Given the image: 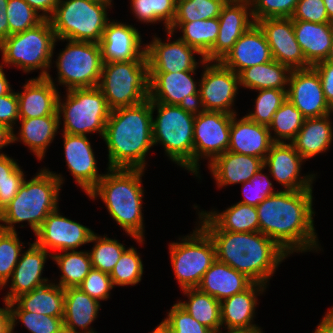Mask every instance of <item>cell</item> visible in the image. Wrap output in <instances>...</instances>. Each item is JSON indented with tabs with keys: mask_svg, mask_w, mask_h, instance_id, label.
Returning a JSON list of instances; mask_svg holds the SVG:
<instances>
[{
	"mask_svg": "<svg viewBox=\"0 0 333 333\" xmlns=\"http://www.w3.org/2000/svg\"><path fill=\"white\" fill-rule=\"evenodd\" d=\"M313 199V190H279L269 196L256 206L259 232L289 255L322 251L314 227Z\"/></svg>",
	"mask_w": 333,
	"mask_h": 333,
	"instance_id": "obj_1",
	"label": "cell"
},
{
	"mask_svg": "<svg viewBox=\"0 0 333 333\" xmlns=\"http://www.w3.org/2000/svg\"><path fill=\"white\" fill-rule=\"evenodd\" d=\"M151 101L110 111L103 141L107 148V168L146 170V156L153 148Z\"/></svg>",
	"mask_w": 333,
	"mask_h": 333,
	"instance_id": "obj_2",
	"label": "cell"
},
{
	"mask_svg": "<svg viewBox=\"0 0 333 333\" xmlns=\"http://www.w3.org/2000/svg\"><path fill=\"white\" fill-rule=\"evenodd\" d=\"M214 242L216 260L268 287L279 265L290 255L261 232L206 231Z\"/></svg>",
	"mask_w": 333,
	"mask_h": 333,
	"instance_id": "obj_3",
	"label": "cell"
},
{
	"mask_svg": "<svg viewBox=\"0 0 333 333\" xmlns=\"http://www.w3.org/2000/svg\"><path fill=\"white\" fill-rule=\"evenodd\" d=\"M87 194L90 199L102 200L107 211L118 226L138 244L145 242L143 211V169H111Z\"/></svg>",
	"mask_w": 333,
	"mask_h": 333,
	"instance_id": "obj_4",
	"label": "cell"
},
{
	"mask_svg": "<svg viewBox=\"0 0 333 333\" xmlns=\"http://www.w3.org/2000/svg\"><path fill=\"white\" fill-rule=\"evenodd\" d=\"M38 171L33 178L24 179L16 197L0 212V229L17 231L16 224L27 222L35 234L46 217L59 207L64 177L46 167Z\"/></svg>",
	"mask_w": 333,
	"mask_h": 333,
	"instance_id": "obj_5",
	"label": "cell"
},
{
	"mask_svg": "<svg viewBox=\"0 0 333 333\" xmlns=\"http://www.w3.org/2000/svg\"><path fill=\"white\" fill-rule=\"evenodd\" d=\"M153 143L164 148L165 155L194 176V119L196 107L169 105L151 101Z\"/></svg>",
	"mask_w": 333,
	"mask_h": 333,
	"instance_id": "obj_6",
	"label": "cell"
},
{
	"mask_svg": "<svg viewBox=\"0 0 333 333\" xmlns=\"http://www.w3.org/2000/svg\"><path fill=\"white\" fill-rule=\"evenodd\" d=\"M56 45L51 23L44 19L37 26L12 34L0 43L1 64L14 66L28 74L40 70L38 77H47Z\"/></svg>",
	"mask_w": 333,
	"mask_h": 333,
	"instance_id": "obj_7",
	"label": "cell"
},
{
	"mask_svg": "<svg viewBox=\"0 0 333 333\" xmlns=\"http://www.w3.org/2000/svg\"><path fill=\"white\" fill-rule=\"evenodd\" d=\"M112 3L113 0H59L49 18L56 39L99 44L110 20L107 11Z\"/></svg>",
	"mask_w": 333,
	"mask_h": 333,
	"instance_id": "obj_8",
	"label": "cell"
},
{
	"mask_svg": "<svg viewBox=\"0 0 333 333\" xmlns=\"http://www.w3.org/2000/svg\"><path fill=\"white\" fill-rule=\"evenodd\" d=\"M65 92L64 100L59 94L57 109L59 125L63 123L62 133L88 136L96 132L103 139L111 110L99 87L75 88Z\"/></svg>",
	"mask_w": 333,
	"mask_h": 333,
	"instance_id": "obj_9",
	"label": "cell"
},
{
	"mask_svg": "<svg viewBox=\"0 0 333 333\" xmlns=\"http://www.w3.org/2000/svg\"><path fill=\"white\" fill-rule=\"evenodd\" d=\"M98 87L110 110L144 102L149 98L147 60L103 62Z\"/></svg>",
	"mask_w": 333,
	"mask_h": 333,
	"instance_id": "obj_10",
	"label": "cell"
},
{
	"mask_svg": "<svg viewBox=\"0 0 333 333\" xmlns=\"http://www.w3.org/2000/svg\"><path fill=\"white\" fill-rule=\"evenodd\" d=\"M191 234L169 243V255L175 279L181 290L197 288L205 272L216 261L214 242L197 223Z\"/></svg>",
	"mask_w": 333,
	"mask_h": 333,
	"instance_id": "obj_11",
	"label": "cell"
},
{
	"mask_svg": "<svg viewBox=\"0 0 333 333\" xmlns=\"http://www.w3.org/2000/svg\"><path fill=\"white\" fill-rule=\"evenodd\" d=\"M67 42L58 53L55 67L56 82L63 85L66 91L75 88H91L99 85L103 60L98 43L56 39V42Z\"/></svg>",
	"mask_w": 333,
	"mask_h": 333,
	"instance_id": "obj_12",
	"label": "cell"
},
{
	"mask_svg": "<svg viewBox=\"0 0 333 333\" xmlns=\"http://www.w3.org/2000/svg\"><path fill=\"white\" fill-rule=\"evenodd\" d=\"M233 115L196 108L193 133L194 176L199 179H201L200 160H208L209 165L217 156L228 151Z\"/></svg>",
	"mask_w": 333,
	"mask_h": 333,
	"instance_id": "obj_13",
	"label": "cell"
},
{
	"mask_svg": "<svg viewBox=\"0 0 333 333\" xmlns=\"http://www.w3.org/2000/svg\"><path fill=\"white\" fill-rule=\"evenodd\" d=\"M196 108L237 114L234 109L239 92V75L220 61H204Z\"/></svg>",
	"mask_w": 333,
	"mask_h": 333,
	"instance_id": "obj_14",
	"label": "cell"
},
{
	"mask_svg": "<svg viewBox=\"0 0 333 333\" xmlns=\"http://www.w3.org/2000/svg\"><path fill=\"white\" fill-rule=\"evenodd\" d=\"M153 36L151 42L145 43L149 72L175 73L197 70L206 61L196 49L188 46L181 39L171 41L175 34L169 30L166 31V42L156 34ZM195 54L200 55V59L197 60Z\"/></svg>",
	"mask_w": 333,
	"mask_h": 333,
	"instance_id": "obj_15",
	"label": "cell"
},
{
	"mask_svg": "<svg viewBox=\"0 0 333 333\" xmlns=\"http://www.w3.org/2000/svg\"><path fill=\"white\" fill-rule=\"evenodd\" d=\"M304 162L292 143L274 142L264 159V167L284 191L313 190L317 173L302 176Z\"/></svg>",
	"mask_w": 333,
	"mask_h": 333,
	"instance_id": "obj_16",
	"label": "cell"
},
{
	"mask_svg": "<svg viewBox=\"0 0 333 333\" xmlns=\"http://www.w3.org/2000/svg\"><path fill=\"white\" fill-rule=\"evenodd\" d=\"M59 207L52 211L35 233L34 241L39 247L51 253L77 250L89 244L94 231L79 222L63 216Z\"/></svg>",
	"mask_w": 333,
	"mask_h": 333,
	"instance_id": "obj_17",
	"label": "cell"
},
{
	"mask_svg": "<svg viewBox=\"0 0 333 333\" xmlns=\"http://www.w3.org/2000/svg\"><path fill=\"white\" fill-rule=\"evenodd\" d=\"M197 70L181 72H149V100L169 105L196 107L199 81ZM195 80V81H194Z\"/></svg>",
	"mask_w": 333,
	"mask_h": 333,
	"instance_id": "obj_18",
	"label": "cell"
},
{
	"mask_svg": "<svg viewBox=\"0 0 333 333\" xmlns=\"http://www.w3.org/2000/svg\"><path fill=\"white\" fill-rule=\"evenodd\" d=\"M287 99L305 118H318L333 113L324 97L319 74L313 67L292 69Z\"/></svg>",
	"mask_w": 333,
	"mask_h": 333,
	"instance_id": "obj_19",
	"label": "cell"
},
{
	"mask_svg": "<svg viewBox=\"0 0 333 333\" xmlns=\"http://www.w3.org/2000/svg\"><path fill=\"white\" fill-rule=\"evenodd\" d=\"M256 24L263 31L274 60L291 69L312 67L296 40L291 18H265Z\"/></svg>",
	"mask_w": 333,
	"mask_h": 333,
	"instance_id": "obj_20",
	"label": "cell"
},
{
	"mask_svg": "<svg viewBox=\"0 0 333 333\" xmlns=\"http://www.w3.org/2000/svg\"><path fill=\"white\" fill-rule=\"evenodd\" d=\"M29 248L21 252L19 261L8 282L0 289L9 287L7 294L3 297L8 302L14 301L20 295L31 292L33 289L48 284L51 280L43 277L46 260L52 258V254L35 242L27 243ZM11 281V282H10ZM11 283V284H10Z\"/></svg>",
	"mask_w": 333,
	"mask_h": 333,
	"instance_id": "obj_21",
	"label": "cell"
},
{
	"mask_svg": "<svg viewBox=\"0 0 333 333\" xmlns=\"http://www.w3.org/2000/svg\"><path fill=\"white\" fill-rule=\"evenodd\" d=\"M141 35L132 24L109 20L99 43L103 62L147 60Z\"/></svg>",
	"mask_w": 333,
	"mask_h": 333,
	"instance_id": "obj_22",
	"label": "cell"
},
{
	"mask_svg": "<svg viewBox=\"0 0 333 333\" xmlns=\"http://www.w3.org/2000/svg\"><path fill=\"white\" fill-rule=\"evenodd\" d=\"M64 158L75 183L88 194L104 176L97 167V159L86 135L62 133Z\"/></svg>",
	"mask_w": 333,
	"mask_h": 333,
	"instance_id": "obj_23",
	"label": "cell"
},
{
	"mask_svg": "<svg viewBox=\"0 0 333 333\" xmlns=\"http://www.w3.org/2000/svg\"><path fill=\"white\" fill-rule=\"evenodd\" d=\"M219 34L206 61H221L235 42L255 23L249 0L224 4L219 15Z\"/></svg>",
	"mask_w": 333,
	"mask_h": 333,
	"instance_id": "obj_24",
	"label": "cell"
},
{
	"mask_svg": "<svg viewBox=\"0 0 333 333\" xmlns=\"http://www.w3.org/2000/svg\"><path fill=\"white\" fill-rule=\"evenodd\" d=\"M50 73L47 77L29 78L22 86L23 91L16 92L20 118H35L58 115V84ZM57 86V88H56Z\"/></svg>",
	"mask_w": 333,
	"mask_h": 333,
	"instance_id": "obj_25",
	"label": "cell"
},
{
	"mask_svg": "<svg viewBox=\"0 0 333 333\" xmlns=\"http://www.w3.org/2000/svg\"><path fill=\"white\" fill-rule=\"evenodd\" d=\"M268 287L264 284L252 283L243 292L234 294L220 302L221 323L225 330L262 329L255 324L258 297Z\"/></svg>",
	"mask_w": 333,
	"mask_h": 333,
	"instance_id": "obj_26",
	"label": "cell"
},
{
	"mask_svg": "<svg viewBox=\"0 0 333 333\" xmlns=\"http://www.w3.org/2000/svg\"><path fill=\"white\" fill-rule=\"evenodd\" d=\"M270 46L263 31L254 23L233 45L220 61L239 74L245 68L272 61Z\"/></svg>",
	"mask_w": 333,
	"mask_h": 333,
	"instance_id": "obj_27",
	"label": "cell"
},
{
	"mask_svg": "<svg viewBox=\"0 0 333 333\" xmlns=\"http://www.w3.org/2000/svg\"><path fill=\"white\" fill-rule=\"evenodd\" d=\"M201 210L198 224L205 231L258 232L259 219L256 206L237 202L219 212Z\"/></svg>",
	"mask_w": 333,
	"mask_h": 333,
	"instance_id": "obj_28",
	"label": "cell"
},
{
	"mask_svg": "<svg viewBox=\"0 0 333 333\" xmlns=\"http://www.w3.org/2000/svg\"><path fill=\"white\" fill-rule=\"evenodd\" d=\"M233 115L228 151L265 159L274 143L268 126L258 124L246 116Z\"/></svg>",
	"mask_w": 333,
	"mask_h": 333,
	"instance_id": "obj_29",
	"label": "cell"
},
{
	"mask_svg": "<svg viewBox=\"0 0 333 333\" xmlns=\"http://www.w3.org/2000/svg\"><path fill=\"white\" fill-rule=\"evenodd\" d=\"M208 166L218 188L250 181L264 167V160L250 155L226 151Z\"/></svg>",
	"mask_w": 333,
	"mask_h": 333,
	"instance_id": "obj_30",
	"label": "cell"
},
{
	"mask_svg": "<svg viewBox=\"0 0 333 333\" xmlns=\"http://www.w3.org/2000/svg\"><path fill=\"white\" fill-rule=\"evenodd\" d=\"M18 123H20L19 132L17 131L15 134L16 130L12 131V143L23 142L37 160L42 161L48 147L60 130L59 116L20 118Z\"/></svg>",
	"mask_w": 333,
	"mask_h": 333,
	"instance_id": "obj_31",
	"label": "cell"
},
{
	"mask_svg": "<svg viewBox=\"0 0 333 333\" xmlns=\"http://www.w3.org/2000/svg\"><path fill=\"white\" fill-rule=\"evenodd\" d=\"M64 292V328L73 333H97L91 324L98 318L100 302L79 287H68Z\"/></svg>",
	"mask_w": 333,
	"mask_h": 333,
	"instance_id": "obj_32",
	"label": "cell"
},
{
	"mask_svg": "<svg viewBox=\"0 0 333 333\" xmlns=\"http://www.w3.org/2000/svg\"><path fill=\"white\" fill-rule=\"evenodd\" d=\"M293 29L305 60L311 66L326 60L332 45L333 23L293 20Z\"/></svg>",
	"mask_w": 333,
	"mask_h": 333,
	"instance_id": "obj_33",
	"label": "cell"
},
{
	"mask_svg": "<svg viewBox=\"0 0 333 333\" xmlns=\"http://www.w3.org/2000/svg\"><path fill=\"white\" fill-rule=\"evenodd\" d=\"M252 283L244 274L216 260L205 272L197 288L221 302L234 294L243 292Z\"/></svg>",
	"mask_w": 333,
	"mask_h": 333,
	"instance_id": "obj_34",
	"label": "cell"
},
{
	"mask_svg": "<svg viewBox=\"0 0 333 333\" xmlns=\"http://www.w3.org/2000/svg\"><path fill=\"white\" fill-rule=\"evenodd\" d=\"M332 115L333 113L318 118H306L296 138L291 142L306 161L329 151L333 141Z\"/></svg>",
	"mask_w": 333,
	"mask_h": 333,
	"instance_id": "obj_35",
	"label": "cell"
},
{
	"mask_svg": "<svg viewBox=\"0 0 333 333\" xmlns=\"http://www.w3.org/2000/svg\"><path fill=\"white\" fill-rule=\"evenodd\" d=\"M292 69L276 60L254 65L242 70L239 87L249 90L278 89L287 90Z\"/></svg>",
	"mask_w": 333,
	"mask_h": 333,
	"instance_id": "obj_36",
	"label": "cell"
},
{
	"mask_svg": "<svg viewBox=\"0 0 333 333\" xmlns=\"http://www.w3.org/2000/svg\"><path fill=\"white\" fill-rule=\"evenodd\" d=\"M56 282L51 281L29 293L20 295L14 302L24 311L64 317L65 292Z\"/></svg>",
	"mask_w": 333,
	"mask_h": 333,
	"instance_id": "obj_37",
	"label": "cell"
},
{
	"mask_svg": "<svg viewBox=\"0 0 333 333\" xmlns=\"http://www.w3.org/2000/svg\"><path fill=\"white\" fill-rule=\"evenodd\" d=\"M168 30L174 34L177 31L182 32L178 38L205 57L213 48L219 34V18L173 22Z\"/></svg>",
	"mask_w": 333,
	"mask_h": 333,
	"instance_id": "obj_38",
	"label": "cell"
},
{
	"mask_svg": "<svg viewBox=\"0 0 333 333\" xmlns=\"http://www.w3.org/2000/svg\"><path fill=\"white\" fill-rule=\"evenodd\" d=\"M188 300L177 301L199 323L216 333L222 328L220 301L198 288L183 289Z\"/></svg>",
	"mask_w": 333,
	"mask_h": 333,
	"instance_id": "obj_39",
	"label": "cell"
},
{
	"mask_svg": "<svg viewBox=\"0 0 333 333\" xmlns=\"http://www.w3.org/2000/svg\"><path fill=\"white\" fill-rule=\"evenodd\" d=\"M52 261L56 262L61 272L56 284L63 289L78 287L92 269L91 257L88 250H72L59 253H51Z\"/></svg>",
	"mask_w": 333,
	"mask_h": 333,
	"instance_id": "obj_40",
	"label": "cell"
},
{
	"mask_svg": "<svg viewBox=\"0 0 333 333\" xmlns=\"http://www.w3.org/2000/svg\"><path fill=\"white\" fill-rule=\"evenodd\" d=\"M305 119L303 114L286 99L275 112L268 126L273 142L291 143L302 128Z\"/></svg>",
	"mask_w": 333,
	"mask_h": 333,
	"instance_id": "obj_41",
	"label": "cell"
},
{
	"mask_svg": "<svg viewBox=\"0 0 333 333\" xmlns=\"http://www.w3.org/2000/svg\"><path fill=\"white\" fill-rule=\"evenodd\" d=\"M130 10L137 21L145 24L162 22L167 31L176 15V0H131Z\"/></svg>",
	"mask_w": 333,
	"mask_h": 333,
	"instance_id": "obj_42",
	"label": "cell"
},
{
	"mask_svg": "<svg viewBox=\"0 0 333 333\" xmlns=\"http://www.w3.org/2000/svg\"><path fill=\"white\" fill-rule=\"evenodd\" d=\"M89 243H94L92 249L88 250L92 268L107 274L112 272L115 264L126 249L124 244L120 243L119 240L111 239L105 235L102 237L95 232L91 236Z\"/></svg>",
	"mask_w": 333,
	"mask_h": 333,
	"instance_id": "obj_43",
	"label": "cell"
},
{
	"mask_svg": "<svg viewBox=\"0 0 333 333\" xmlns=\"http://www.w3.org/2000/svg\"><path fill=\"white\" fill-rule=\"evenodd\" d=\"M143 273L144 265L140 253L131 246L123 251L110 277L114 287L136 286L141 282Z\"/></svg>",
	"mask_w": 333,
	"mask_h": 333,
	"instance_id": "obj_44",
	"label": "cell"
},
{
	"mask_svg": "<svg viewBox=\"0 0 333 333\" xmlns=\"http://www.w3.org/2000/svg\"><path fill=\"white\" fill-rule=\"evenodd\" d=\"M25 178V171L14 158L0 155V212L16 197Z\"/></svg>",
	"mask_w": 333,
	"mask_h": 333,
	"instance_id": "obj_45",
	"label": "cell"
},
{
	"mask_svg": "<svg viewBox=\"0 0 333 333\" xmlns=\"http://www.w3.org/2000/svg\"><path fill=\"white\" fill-rule=\"evenodd\" d=\"M11 309L12 333L16 324L22 322L30 333H59L63 328V317H53L44 314L22 310L14 301L9 302ZM18 320V321H17Z\"/></svg>",
	"mask_w": 333,
	"mask_h": 333,
	"instance_id": "obj_46",
	"label": "cell"
},
{
	"mask_svg": "<svg viewBox=\"0 0 333 333\" xmlns=\"http://www.w3.org/2000/svg\"><path fill=\"white\" fill-rule=\"evenodd\" d=\"M256 92L254 110L245 116L258 124L269 126L275 112L286 101L287 90L263 89Z\"/></svg>",
	"mask_w": 333,
	"mask_h": 333,
	"instance_id": "obj_47",
	"label": "cell"
},
{
	"mask_svg": "<svg viewBox=\"0 0 333 333\" xmlns=\"http://www.w3.org/2000/svg\"><path fill=\"white\" fill-rule=\"evenodd\" d=\"M24 248L17 231L0 229V289L10 279Z\"/></svg>",
	"mask_w": 333,
	"mask_h": 333,
	"instance_id": "obj_48",
	"label": "cell"
},
{
	"mask_svg": "<svg viewBox=\"0 0 333 333\" xmlns=\"http://www.w3.org/2000/svg\"><path fill=\"white\" fill-rule=\"evenodd\" d=\"M223 5L219 0H176V15L173 22L218 18Z\"/></svg>",
	"mask_w": 333,
	"mask_h": 333,
	"instance_id": "obj_49",
	"label": "cell"
},
{
	"mask_svg": "<svg viewBox=\"0 0 333 333\" xmlns=\"http://www.w3.org/2000/svg\"><path fill=\"white\" fill-rule=\"evenodd\" d=\"M6 14L9 36L33 28L44 20L25 0H8Z\"/></svg>",
	"mask_w": 333,
	"mask_h": 333,
	"instance_id": "obj_50",
	"label": "cell"
},
{
	"mask_svg": "<svg viewBox=\"0 0 333 333\" xmlns=\"http://www.w3.org/2000/svg\"><path fill=\"white\" fill-rule=\"evenodd\" d=\"M264 169L265 167L261 168L250 181L242 184L244 199L238 202L258 206L266 198L278 192L269 179L271 175L264 173Z\"/></svg>",
	"mask_w": 333,
	"mask_h": 333,
	"instance_id": "obj_51",
	"label": "cell"
},
{
	"mask_svg": "<svg viewBox=\"0 0 333 333\" xmlns=\"http://www.w3.org/2000/svg\"><path fill=\"white\" fill-rule=\"evenodd\" d=\"M254 22L265 18H291L299 0H249Z\"/></svg>",
	"mask_w": 333,
	"mask_h": 333,
	"instance_id": "obj_52",
	"label": "cell"
},
{
	"mask_svg": "<svg viewBox=\"0 0 333 333\" xmlns=\"http://www.w3.org/2000/svg\"><path fill=\"white\" fill-rule=\"evenodd\" d=\"M163 320L172 333H214L194 319L177 302L171 306L167 317Z\"/></svg>",
	"mask_w": 333,
	"mask_h": 333,
	"instance_id": "obj_53",
	"label": "cell"
},
{
	"mask_svg": "<svg viewBox=\"0 0 333 333\" xmlns=\"http://www.w3.org/2000/svg\"><path fill=\"white\" fill-rule=\"evenodd\" d=\"M78 287L98 302L108 300L111 290L114 288L110 274L95 268L90 270Z\"/></svg>",
	"mask_w": 333,
	"mask_h": 333,
	"instance_id": "obj_54",
	"label": "cell"
},
{
	"mask_svg": "<svg viewBox=\"0 0 333 333\" xmlns=\"http://www.w3.org/2000/svg\"><path fill=\"white\" fill-rule=\"evenodd\" d=\"M291 19L313 23H332L323 0H299Z\"/></svg>",
	"mask_w": 333,
	"mask_h": 333,
	"instance_id": "obj_55",
	"label": "cell"
},
{
	"mask_svg": "<svg viewBox=\"0 0 333 333\" xmlns=\"http://www.w3.org/2000/svg\"><path fill=\"white\" fill-rule=\"evenodd\" d=\"M19 119L18 97L12 89L8 94L0 96V124L13 131Z\"/></svg>",
	"mask_w": 333,
	"mask_h": 333,
	"instance_id": "obj_56",
	"label": "cell"
},
{
	"mask_svg": "<svg viewBox=\"0 0 333 333\" xmlns=\"http://www.w3.org/2000/svg\"><path fill=\"white\" fill-rule=\"evenodd\" d=\"M319 74L324 97L329 106L333 109V63L321 61L312 66Z\"/></svg>",
	"mask_w": 333,
	"mask_h": 333,
	"instance_id": "obj_57",
	"label": "cell"
},
{
	"mask_svg": "<svg viewBox=\"0 0 333 333\" xmlns=\"http://www.w3.org/2000/svg\"><path fill=\"white\" fill-rule=\"evenodd\" d=\"M25 1L44 19H49L53 15L59 3V0H25Z\"/></svg>",
	"mask_w": 333,
	"mask_h": 333,
	"instance_id": "obj_58",
	"label": "cell"
},
{
	"mask_svg": "<svg viewBox=\"0 0 333 333\" xmlns=\"http://www.w3.org/2000/svg\"><path fill=\"white\" fill-rule=\"evenodd\" d=\"M3 301L5 306L0 307V333H12L10 305L5 299Z\"/></svg>",
	"mask_w": 333,
	"mask_h": 333,
	"instance_id": "obj_59",
	"label": "cell"
},
{
	"mask_svg": "<svg viewBox=\"0 0 333 333\" xmlns=\"http://www.w3.org/2000/svg\"><path fill=\"white\" fill-rule=\"evenodd\" d=\"M7 4L8 0H0V43L9 36Z\"/></svg>",
	"mask_w": 333,
	"mask_h": 333,
	"instance_id": "obj_60",
	"label": "cell"
},
{
	"mask_svg": "<svg viewBox=\"0 0 333 333\" xmlns=\"http://www.w3.org/2000/svg\"><path fill=\"white\" fill-rule=\"evenodd\" d=\"M313 333H333V306L325 312Z\"/></svg>",
	"mask_w": 333,
	"mask_h": 333,
	"instance_id": "obj_61",
	"label": "cell"
},
{
	"mask_svg": "<svg viewBox=\"0 0 333 333\" xmlns=\"http://www.w3.org/2000/svg\"><path fill=\"white\" fill-rule=\"evenodd\" d=\"M12 143V130L0 124V155H5L1 150Z\"/></svg>",
	"mask_w": 333,
	"mask_h": 333,
	"instance_id": "obj_62",
	"label": "cell"
},
{
	"mask_svg": "<svg viewBox=\"0 0 333 333\" xmlns=\"http://www.w3.org/2000/svg\"><path fill=\"white\" fill-rule=\"evenodd\" d=\"M3 67L4 66L0 63V96L8 94L12 90L10 82L6 78Z\"/></svg>",
	"mask_w": 333,
	"mask_h": 333,
	"instance_id": "obj_63",
	"label": "cell"
},
{
	"mask_svg": "<svg viewBox=\"0 0 333 333\" xmlns=\"http://www.w3.org/2000/svg\"><path fill=\"white\" fill-rule=\"evenodd\" d=\"M150 333H172V331L170 327L164 322V320H162L161 323L158 324L156 328L153 329V331Z\"/></svg>",
	"mask_w": 333,
	"mask_h": 333,
	"instance_id": "obj_64",
	"label": "cell"
},
{
	"mask_svg": "<svg viewBox=\"0 0 333 333\" xmlns=\"http://www.w3.org/2000/svg\"><path fill=\"white\" fill-rule=\"evenodd\" d=\"M329 20L333 23V0H323Z\"/></svg>",
	"mask_w": 333,
	"mask_h": 333,
	"instance_id": "obj_65",
	"label": "cell"
},
{
	"mask_svg": "<svg viewBox=\"0 0 333 333\" xmlns=\"http://www.w3.org/2000/svg\"><path fill=\"white\" fill-rule=\"evenodd\" d=\"M222 328L217 331L216 333H223ZM224 333H264L262 329H256V330H227V332Z\"/></svg>",
	"mask_w": 333,
	"mask_h": 333,
	"instance_id": "obj_66",
	"label": "cell"
},
{
	"mask_svg": "<svg viewBox=\"0 0 333 333\" xmlns=\"http://www.w3.org/2000/svg\"><path fill=\"white\" fill-rule=\"evenodd\" d=\"M324 61H328V62H332L333 63V39H332V45H331L328 57Z\"/></svg>",
	"mask_w": 333,
	"mask_h": 333,
	"instance_id": "obj_67",
	"label": "cell"
},
{
	"mask_svg": "<svg viewBox=\"0 0 333 333\" xmlns=\"http://www.w3.org/2000/svg\"><path fill=\"white\" fill-rule=\"evenodd\" d=\"M221 1L223 4H231V3H236V2H240L243 0H219Z\"/></svg>",
	"mask_w": 333,
	"mask_h": 333,
	"instance_id": "obj_68",
	"label": "cell"
},
{
	"mask_svg": "<svg viewBox=\"0 0 333 333\" xmlns=\"http://www.w3.org/2000/svg\"><path fill=\"white\" fill-rule=\"evenodd\" d=\"M59 333H73V332L63 328Z\"/></svg>",
	"mask_w": 333,
	"mask_h": 333,
	"instance_id": "obj_69",
	"label": "cell"
}]
</instances>
